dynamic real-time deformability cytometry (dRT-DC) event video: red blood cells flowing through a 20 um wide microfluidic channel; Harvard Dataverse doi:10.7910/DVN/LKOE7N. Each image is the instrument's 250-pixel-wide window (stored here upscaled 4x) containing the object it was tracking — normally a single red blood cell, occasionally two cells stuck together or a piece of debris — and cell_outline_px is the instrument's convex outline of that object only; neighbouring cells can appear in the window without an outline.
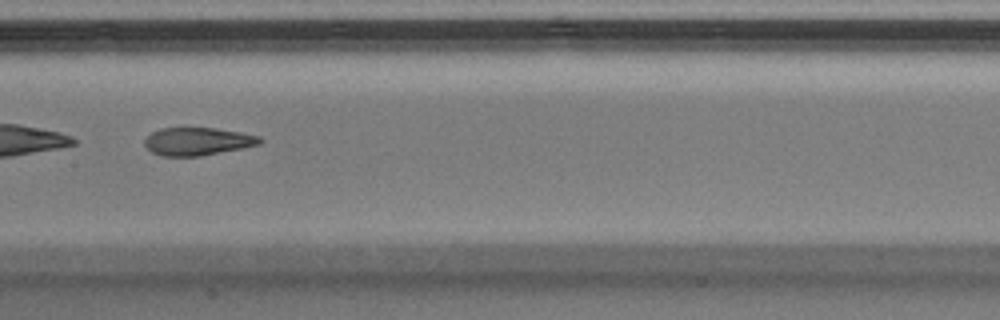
{"species": "Egyptian fruit bat (a non-hibernating species)", "species_latin": "Rousettus aegyptiacus", "temperature_condition": "warm", "stored_images_in_passage": 48, "segment_of_instrument_passage": [2, 2], "camera_frame_rate_fps": 3000, "um_per_image_px": 0.085, "animal": {"sex": "male"}, "frame": {"image": 1, "passage_image": 25, "time_ms": 8.0, "image_size_px": [1000, 320], "cell_outline_px": [[264, 140], [260, 144], [244, 148], [200, 156], [164, 156], [152, 152], [144, 144], [144, 140], [152, 132], [160, 128], [216, 128], [240, 132], [260, 136]], "centroid_in_image_um": [16.83, 12.02], "position_along_channel_um": 190.6, "area_um2": 18.73}}
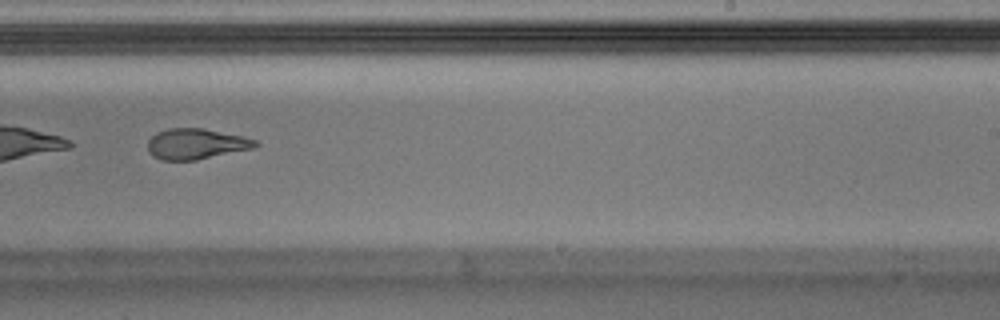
{"frame": {"image": 2, "passage_image": 31, "time_ms": 10.0, "image_size_px": [1000, 320], "cell_outline_px": [[260, 144], [252, 148], [196, 160], [164, 160], [148, 152], [148, 140], [156, 132], [168, 128], [200, 128], [240, 136], [256, 140]], "centroid_in_image_um": [16.63, 12.23], "position_along_channel_um": 272.4, "area_um2": 18.84}}